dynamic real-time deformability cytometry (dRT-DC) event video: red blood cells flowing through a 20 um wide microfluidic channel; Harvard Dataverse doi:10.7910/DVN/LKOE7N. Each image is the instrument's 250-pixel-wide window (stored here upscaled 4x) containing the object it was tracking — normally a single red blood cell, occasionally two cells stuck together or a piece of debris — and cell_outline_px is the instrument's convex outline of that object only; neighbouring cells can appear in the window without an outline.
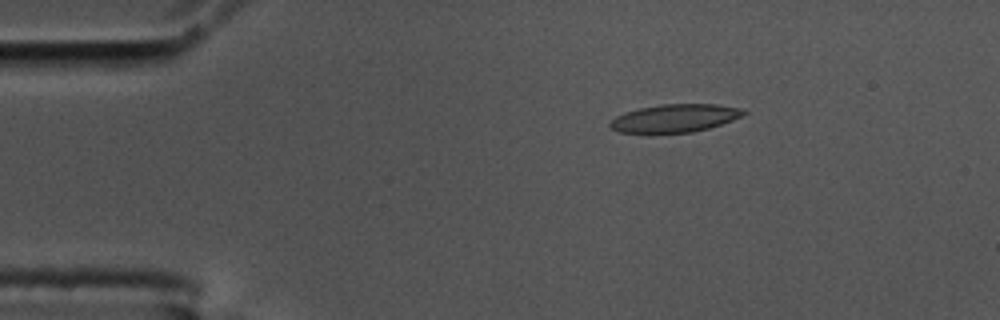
{"species": "common noctule bat (a hibernating species)", "species_latin": "Nyctalus noctula", "temperature_condition": "cold", "stored_images_in_passage": 47, "camera_frame_rate_fps": 3000, "um_per_image_px": 0.085, "animal": {"sex": "male", "body_mass_g": 17.5, "forearm_length_mm": 52.3}, "frame": {"image": 1, "passage_image": 1, "time_ms": 0.0, "image_size_px": [1000, 320], "cell_outline_px": [[748, 112], [732, 120], [708, 128], [692, 132], [620, 132], [612, 128], [608, 124], [616, 116], [624, 112], [640, 108], [660, 104], [716, 104], [744, 108]], "centroid_in_image_um": [57.39, 10.02], "position_along_channel_um": 27.6, "area_um2": 21.5}}
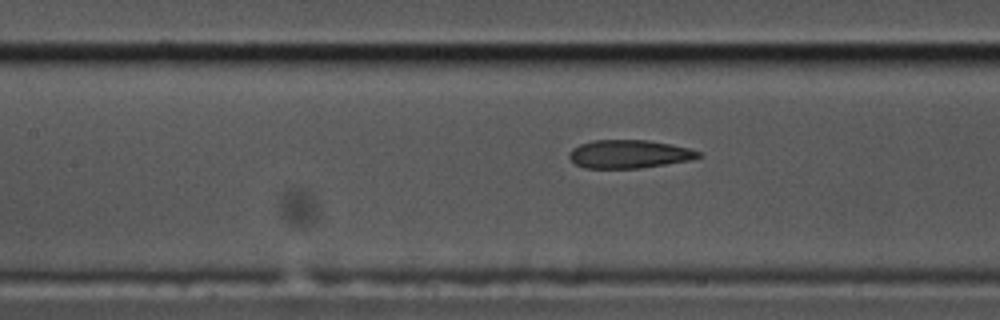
{"frame": {"image": 2, "passage_image": 16, "time_ms": 5.0, "image_size_px": [1000, 320], "cell_outline_px": [[704, 156], [688, 160], [640, 168], [584, 168], [576, 164], [568, 156], [568, 152], [572, 148], [580, 144], [592, 140], [648, 140], [672, 144], [688, 148], [700, 152]], "centroid_in_image_um": [53.45, 13.09], "position_along_channel_um": 153.9, "area_um2": 21.27}}
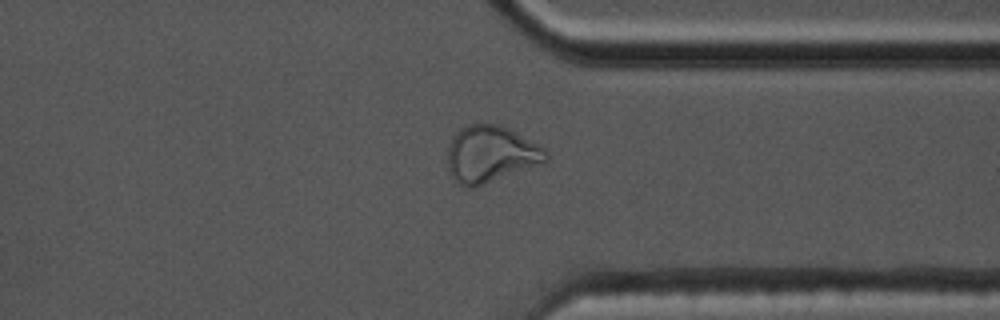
{"frame": {"image": 3, "passage_image": 34, "time_ms": 11.0, "image_size_px": [1000, 320], "cell_outline_px": [[548, 160], [472, 188], [468, 188], [456, 184], [448, 172], [448, 148], [452, 136], [460, 128], [468, 124], [500, 124], [508, 128], [544, 148], [548, 152]], "centroid_in_image_um": [41.64, 13.1], "position_along_channel_um": 369.8, "area_um2": 32.19}, "authors_computed_cell_mechanics": {"area_um2": 22.7732, "velocity_mm_per_s": 3.6229, "shape_relaxation_time_tau1_ms": null, "shape_relaxation_time_tau2_ms": 1.621, "deformation_change_tau1": null, "deformation_change_tau2": 0.0829}}